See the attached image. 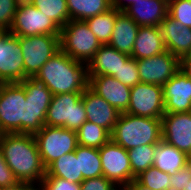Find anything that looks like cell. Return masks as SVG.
<instances>
[{
  "label": "cell",
  "instance_id": "1",
  "mask_svg": "<svg viewBox=\"0 0 191 190\" xmlns=\"http://www.w3.org/2000/svg\"><path fill=\"white\" fill-rule=\"evenodd\" d=\"M52 97L35 76L20 83H0V134L38 133L45 125Z\"/></svg>",
  "mask_w": 191,
  "mask_h": 190
},
{
  "label": "cell",
  "instance_id": "2",
  "mask_svg": "<svg viewBox=\"0 0 191 190\" xmlns=\"http://www.w3.org/2000/svg\"><path fill=\"white\" fill-rule=\"evenodd\" d=\"M0 146L7 165L19 182L40 184L46 175L34 135L0 134Z\"/></svg>",
  "mask_w": 191,
  "mask_h": 190
},
{
  "label": "cell",
  "instance_id": "3",
  "mask_svg": "<svg viewBox=\"0 0 191 190\" xmlns=\"http://www.w3.org/2000/svg\"><path fill=\"white\" fill-rule=\"evenodd\" d=\"M53 95L83 93L88 87L87 65L58 51L36 74Z\"/></svg>",
  "mask_w": 191,
  "mask_h": 190
},
{
  "label": "cell",
  "instance_id": "4",
  "mask_svg": "<svg viewBox=\"0 0 191 190\" xmlns=\"http://www.w3.org/2000/svg\"><path fill=\"white\" fill-rule=\"evenodd\" d=\"M111 140L127 151L138 146L158 144L162 140V119L121 113Z\"/></svg>",
  "mask_w": 191,
  "mask_h": 190
},
{
  "label": "cell",
  "instance_id": "5",
  "mask_svg": "<svg viewBox=\"0 0 191 190\" xmlns=\"http://www.w3.org/2000/svg\"><path fill=\"white\" fill-rule=\"evenodd\" d=\"M60 50L75 61L88 64L101 44L83 20H69L60 30Z\"/></svg>",
  "mask_w": 191,
  "mask_h": 190
},
{
  "label": "cell",
  "instance_id": "6",
  "mask_svg": "<svg viewBox=\"0 0 191 190\" xmlns=\"http://www.w3.org/2000/svg\"><path fill=\"white\" fill-rule=\"evenodd\" d=\"M81 96L82 93L53 95L47 111L45 125L64 127L76 132L87 121Z\"/></svg>",
  "mask_w": 191,
  "mask_h": 190
},
{
  "label": "cell",
  "instance_id": "7",
  "mask_svg": "<svg viewBox=\"0 0 191 190\" xmlns=\"http://www.w3.org/2000/svg\"><path fill=\"white\" fill-rule=\"evenodd\" d=\"M34 138L46 168L62 155L74 152L78 146L77 133L64 127L44 125Z\"/></svg>",
  "mask_w": 191,
  "mask_h": 190
},
{
  "label": "cell",
  "instance_id": "8",
  "mask_svg": "<svg viewBox=\"0 0 191 190\" xmlns=\"http://www.w3.org/2000/svg\"><path fill=\"white\" fill-rule=\"evenodd\" d=\"M60 35H35L18 37L24 57V80L36 76L40 68L58 51Z\"/></svg>",
  "mask_w": 191,
  "mask_h": 190
},
{
  "label": "cell",
  "instance_id": "9",
  "mask_svg": "<svg viewBox=\"0 0 191 190\" xmlns=\"http://www.w3.org/2000/svg\"><path fill=\"white\" fill-rule=\"evenodd\" d=\"M61 28L27 0H21L9 33L14 36L60 35Z\"/></svg>",
  "mask_w": 191,
  "mask_h": 190
},
{
  "label": "cell",
  "instance_id": "10",
  "mask_svg": "<svg viewBox=\"0 0 191 190\" xmlns=\"http://www.w3.org/2000/svg\"><path fill=\"white\" fill-rule=\"evenodd\" d=\"M125 113L162 119L165 114L163 86L143 82L133 86L128 109Z\"/></svg>",
  "mask_w": 191,
  "mask_h": 190
},
{
  "label": "cell",
  "instance_id": "11",
  "mask_svg": "<svg viewBox=\"0 0 191 190\" xmlns=\"http://www.w3.org/2000/svg\"><path fill=\"white\" fill-rule=\"evenodd\" d=\"M103 176L120 189L132 181V168L128 151L111 139L99 148Z\"/></svg>",
  "mask_w": 191,
  "mask_h": 190
},
{
  "label": "cell",
  "instance_id": "12",
  "mask_svg": "<svg viewBox=\"0 0 191 190\" xmlns=\"http://www.w3.org/2000/svg\"><path fill=\"white\" fill-rule=\"evenodd\" d=\"M140 82L163 86L180 69V59L164 51L159 55L136 60Z\"/></svg>",
  "mask_w": 191,
  "mask_h": 190
},
{
  "label": "cell",
  "instance_id": "13",
  "mask_svg": "<svg viewBox=\"0 0 191 190\" xmlns=\"http://www.w3.org/2000/svg\"><path fill=\"white\" fill-rule=\"evenodd\" d=\"M24 80V57L18 36L8 33L0 42V83Z\"/></svg>",
  "mask_w": 191,
  "mask_h": 190
},
{
  "label": "cell",
  "instance_id": "14",
  "mask_svg": "<svg viewBox=\"0 0 191 190\" xmlns=\"http://www.w3.org/2000/svg\"><path fill=\"white\" fill-rule=\"evenodd\" d=\"M162 140L191 157V112L165 113Z\"/></svg>",
  "mask_w": 191,
  "mask_h": 190
},
{
  "label": "cell",
  "instance_id": "15",
  "mask_svg": "<svg viewBox=\"0 0 191 190\" xmlns=\"http://www.w3.org/2000/svg\"><path fill=\"white\" fill-rule=\"evenodd\" d=\"M87 77L88 87L93 92L105 99L120 113L127 111L130 102V87L124 85L113 76L98 75Z\"/></svg>",
  "mask_w": 191,
  "mask_h": 190
},
{
  "label": "cell",
  "instance_id": "16",
  "mask_svg": "<svg viewBox=\"0 0 191 190\" xmlns=\"http://www.w3.org/2000/svg\"><path fill=\"white\" fill-rule=\"evenodd\" d=\"M165 113L191 112V79L180 69L163 85Z\"/></svg>",
  "mask_w": 191,
  "mask_h": 190
},
{
  "label": "cell",
  "instance_id": "17",
  "mask_svg": "<svg viewBox=\"0 0 191 190\" xmlns=\"http://www.w3.org/2000/svg\"><path fill=\"white\" fill-rule=\"evenodd\" d=\"M81 98L86 110L87 121L105 128L111 134L121 113L89 87L83 91Z\"/></svg>",
  "mask_w": 191,
  "mask_h": 190
},
{
  "label": "cell",
  "instance_id": "18",
  "mask_svg": "<svg viewBox=\"0 0 191 190\" xmlns=\"http://www.w3.org/2000/svg\"><path fill=\"white\" fill-rule=\"evenodd\" d=\"M158 28L167 51L179 59L188 53L191 47V28L185 27L181 22L175 21L168 15Z\"/></svg>",
  "mask_w": 191,
  "mask_h": 190
},
{
  "label": "cell",
  "instance_id": "19",
  "mask_svg": "<svg viewBox=\"0 0 191 190\" xmlns=\"http://www.w3.org/2000/svg\"><path fill=\"white\" fill-rule=\"evenodd\" d=\"M131 58L108 44L101 45L92 60L87 64V76H114L122 64Z\"/></svg>",
  "mask_w": 191,
  "mask_h": 190
},
{
  "label": "cell",
  "instance_id": "20",
  "mask_svg": "<svg viewBox=\"0 0 191 190\" xmlns=\"http://www.w3.org/2000/svg\"><path fill=\"white\" fill-rule=\"evenodd\" d=\"M169 0H138L124 12L139 26H159L168 15Z\"/></svg>",
  "mask_w": 191,
  "mask_h": 190
},
{
  "label": "cell",
  "instance_id": "21",
  "mask_svg": "<svg viewBox=\"0 0 191 190\" xmlns=\"http://www.w3.org/2000/svg\"><path fill=\"white\" fill-rule=\"evenodd\" d=\"M139 27L124 11H120L117 14L108 45L119 52L131 55Z\"/></svg>",
  "mask_w": 191,
  "mask_h": 190
},
{
  "label": "cell",
  "instance_id": "22",
  "mask_svg": "<svg viewBox=\"0 0 191 190\" xmlns=\"http://www.w3.org/2000/svg\"><path fill=\"white\" fill-rule=\"evenodd\" d=\"M164 51L166 46L158 26H140L130 56L138 60L159 55Z\"/></svg>",
  "mask_w": 191,
  "mask_h": 190
},
{
  "label": "cell",
  "instance_id": "23",
  "mask_svg": "<svg viewBox=\"0 0 191 190\" xmlns=\"http://www.w3.org/2000/svg\"><path fill=\"white\" fill-rule=\"evenodd\" d=\"M190 161L186 153L161 140L155 149L153 166L172 176Z\"/></svg>",
  "mask_w": 191,
  "mask_h": 190
},
{
  "label": "cell",
  "instance_id": "24",
  "mask_svg": "<svg viewBox=\"0 0 191 190\" xmlns=\"http://www.w3.org/2000/svg\"><path fill=\"white\" fill-rule=\"evenodd\" d=\"M45 176L60 177L69 182L81 184L83 176H79V158L75 151L62 155L46 168Z\"/></svg>",
  "mask_w": 191,
  "mask_h": 190
},
{
  "label": "cell",
  "instance_id": "25",
  "mask_svg": "<svg viewBox=\"0 0 191 190\" xmlns=\"http://www.w3.org/2000/svg\"><path fill=\"white\" fill-rule=\"evenodd\" d=\"M70 20H83L107 12L110 0H66Z\"/></svg>",
  "mask_w": 191,
  "mask_h": 190
},
{
  "label": "cell",
  "instance_id": "26",
  "mask_svg": "<svg viewBox=\"0 0 191 190\" xmlns=\"http://www.w3.org/2000/svg\"><path fill=\"white\" fill-rule=\"evenodd\" d=\"M75 154L79 158V176H83V180L103 175L99 149L78 144Z\"/></svg>",
  "mask_w": 191,
  "mask_h": 190
},
{
  "label": "cell",
  "instance_id": "27",
  "mask_svg": "<svg viewBox=\"0 0 191 190\" xmlns=\"http://www.w3.org/2000/svg\"><path fill=\"white\" fill-rule=\"evenodd\" d=\"M119 12L120 10L112 7L105 13L98 14L85 20L101 45L109 43Z\"/></svg>",
  "mask_w": 191,
  "mask_h": 190
},
{
  "label": "cell",
  "instance_id": "28",
  "mask_svg": "<svg viewBox=\"0 0 191 190\" xmlns=\"http://www.w3.org/2000/svg\"><path fill=\"white\" fill-rule=\"evenodd\" d=\"M76 133L78 144L90 148L99 149L111 139V134L105 128L90 121H86Z\"/></svg>",
  "mask_w": 191,
  "mask_h": 190
},
{
  "label": "cell",
  "instance_id": "29",
  "mask_svg": "<svg viewBox=\"0 0 191 190\" xmlns=\"http://www.w3.org/2000/svg\"><path fill=\"white\" fill-rule=\"evenodd\" d=\"M60 28L69 22L66 0H27Z\"/></svg>",
  "mask_w": 191,
  "mask_h": 190
},
{
  "label": "cell",
  "instance_id": "30",
  "mask_svg": "<svg viewBox=\"0 0 191 190\" xmlns=\"http://www.w3.org/2000/svg\"><path fill=\"white\" fill-rule=\"evenodd\" d=\"M157 144H148L128 150L132 168V180L154 164V153Z\"/></svg>",
  "mask_w": 191,
  "mask_h": 190
},
{
  "label": "cell",
  "instance_id": "31",
  "mask_svg": "<svg viewBox=\"0 0 191 190\" xmlns=\"http://www.w3.org/2000/svg\"><path fill=\"white\" fill-rule=\"evenodd\" d=\"M136 179L144 186L151 190H165L170 186L171 176L151 166L146 171H143Z\"/></svg>",
  "mask_w": 191,
  "mask_h": 190
},
{
  "label": "cell",
  "instance_id": "32",
  "mask_svg": "<svg viewBox=\"0 0 191 190\" xmlns=\"http://www.w3.org/2000/svg\"><path fill=\"white\" fill-rule=\"evenodd\" d=\"M168 16L191 28V0H169Z\"/></svg>",
  "mask_w": 191,
  "mask_h": 190
},
{
  "label": "cell",
  "instance_id": "33",
  "mask_svg": "<svg viewBox=\"0 0 191 190\" xmlns=\"http://www.w3.org/2000/svg\"><path fill=\"white\" fill-rule=\"evenodd\" d=\"M113 77L130 88L138 84L140 76L136 59L131 57L125 64H122L119 71Z\"/></svg>",
  "mask_w": 191,
  "mask_h": 190
},
{
  "label": "cell",
  "instance_id": "34",
  "mask_svg": "<svg viewBox=\"0 0 191 190\" xmlns=\"http://www.w3.org/2000/svg\"><path fill=\"white\" fill-rule=\"evenodd\" d=\"M21 0H0V27L9 31Z\"/></svg>",
  "mask_w": 191,
  "mask_h": 190
},
{
  "label": "cell",
  "instance_id": "35",
  "mask_svg": "<svg viewBox=\"0 0 191 190\" xmlns=\"http://www.w3.org/2000/svg\"><path fill=\"white\" fill-rule=\"evenodd\" d=\"M39 187L40 190H81L80 184L54 176H45Z\"/></svg>",
  "mask_w": 191,
  "mask_h": 190
},
{
  "label": "cell",
  "instance_id": "36",
  "mask_svg": "<svg viewBox=\"0 0 191 190\" xmlns=\"http://www.w3.org/2000/svg\"><path fill=\"white\" fill-rule=\"evenodd\" d=\"M80 185L81 190H120L118 186L103 175L85 179Z\"/></svg>",
  "mask_w": 191,
  "mask_h": 190
},
{
  "label": "cell",
  "instance_id": "37",
  "mask_svg": "<svg viewBox=\"0 0 191 190\" xmlns=\"http://www.w3.org/2000/svg\"><path fill=\"white\" fill-rule=\"evenodd\" d=\"M18 182L11 168L5 162L0 146V188L11 187Z\"/></svg>",
  "mask_w": 191,
  "mask_h": 190
},
{
  "label": "cell",
  "instance_id": "38",
  "mask_svg": "<svg viewBox=\"0 0 191 190\" xmlns=\"http://www.w3.org/2000/svg\"><path fill=\"white\" fill-rule=\"evenodd\" d=\"M191 180V161L171 176L170 186L183 190Z\"/></svg>",
  "mask_w": 191,
  "mask_h": 190
},
{
  "label": "cell",
  "instance_id": "39",
  "mask_svg": "<svg viewBox=\"0 0 191 190\" xmlns=\"http://www.w3.org/2000/svg\"><path fill=\"white\" fill-rule=\"evenodd\" d=\"M0 190H40L39 184L18 182L16 185L6 188H0Z\"/></svg>",
  "mask_w": 191,
  "mask_h": 190
},
{
  "label": "cell",
  "instance_id": "40",
  "mask_svg": "<svg viewBox=\"0 0 191 190\" xmlns=\"http://www.w3.org/2000/svg\"><path fill=\"white\" fill-rule=\"evenodd\" d=\"M138 0H110V4L117 10L124 11L127 7L134 4Z\"/></svg>",
  "mask_w": 191,
  "mask_h": 190
},
{
  "label": "cell",
  "instance_id": "41",
  "mask_svg": "<svg viewBox=\"0 0 191 190\" xmlns=\"http://www.w3.org/2000/svg\"><path fill=\"white\" fill-rule=\"evenodd\" d=\"M180 70L191 79V57L180 58Z\"/></svg>",
  "mask_w": 191,
  "mask_h": 190
},
{
  "label": "cell",
  "instance_id": "42",
  "mask_svg": "<svg viewBox=\"0 0 191 190\" xmlns=\"http://www.w3.org/2000/svg\"><path fill=\"white\" fill-rule=\"evenodd\" d=\"M124 190H151L150 188L142 185L137 179H133Z\"/></svg>",
  "mask_w": 191,
  "mask_h": 190
},
{
  "label": "cell",
  "instance_id": "43",
  "mask_svg": "<svg viewBox=\"0 0 191 190\" xmlns=\"http://www.w3.org/2000/svg\"><path fill=\"white\" fill-rule=\"evenodd\" d=\"M9 33V31L3 29L0 27V42L3 40V38Z\"/></svg>",
  "mask_w": 191,
  "mask_h": 190
},
{
  "label": "cell",
  "instance_id": "44",
  "mask_svg": "<svg viewBox=\"0 0 191 190\" xmlns=\"http://www.w3.org/2000/svg\"><path fill=\"white\" fill-rule=\"evenodd\" d=\"M183 190H191V180L185 185Z\"/></svg>",
  "mask_w": 191,
  "mask_h": 190
},
{
  "label": "cell",
  "instance_id": "45",
  "mask_svg": "<svg viewBox=\"0 0 191 190\" xmlns=\"http://www.w3.org/2000/svg\"><path fill=\"white\" fill-rule=\"evenodd\" d=\"M182 57H191V47H190V50L188 51V53Z\"/></svg>",
  "mask_w": 191,
  "mask_h": 190
},
{
  "label": "cell",
  "instance_id": "46",
  "mask_svg": "<svg viewBox=\"0 0 191 190\" xmlns=\"http://www.w3.org/2000/svg\"><path fill=\"white\" fill-rule=\"evenodd\" d=\"M165 190H178V189H176V188H174V187L169 186V187H168V188H166Z\"/></svg>",
  "mask_w": 191,
  "mask_h": 190
}]
</instances>
